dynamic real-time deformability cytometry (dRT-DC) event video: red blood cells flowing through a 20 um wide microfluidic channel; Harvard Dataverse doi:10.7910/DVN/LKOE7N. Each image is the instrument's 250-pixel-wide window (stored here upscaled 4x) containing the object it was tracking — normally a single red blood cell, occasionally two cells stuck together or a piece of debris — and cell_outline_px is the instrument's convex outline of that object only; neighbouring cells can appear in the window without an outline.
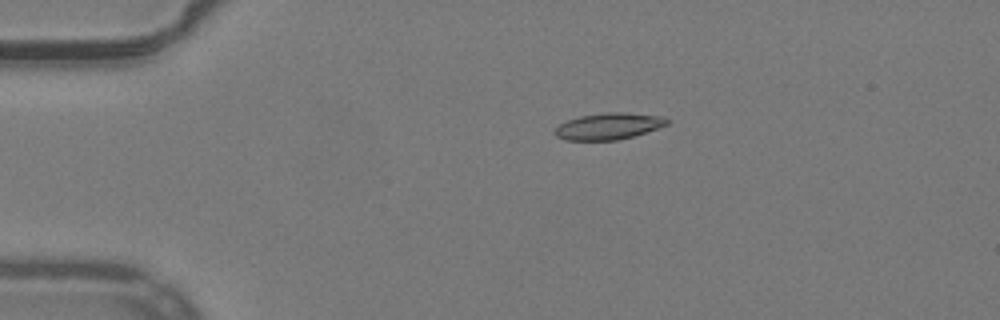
{"species": "common noctule bat (a hibernating species)", "species_latin": "Nyctalus noctula", "temperature_condition": "warm", "stored_images_in_passage": 34, "camera_frame_rate_fps": 3000, "um_per_image_px": 0.085, "animal": {"sex": "male", "body_mass_g": 19.2, "forearm_length_mm": 51.8}, "frame": {"image": 1, "passage_image": 1, "time_ms": 0.0, "image_size_px": [1000, 320], "cell_outline_px": [[668, 124], [632, 136], [616, 140], [564, 140], [556, 136], [552, 132], [560, 124], [568, 120], [580, 116], [604, 112], [624, 112], [664, 116], [668, 120]], "centroid_in_image_um": [51.7, 10.72], "position_along_channel_um": 33.3, "area_um2": 17.22}}
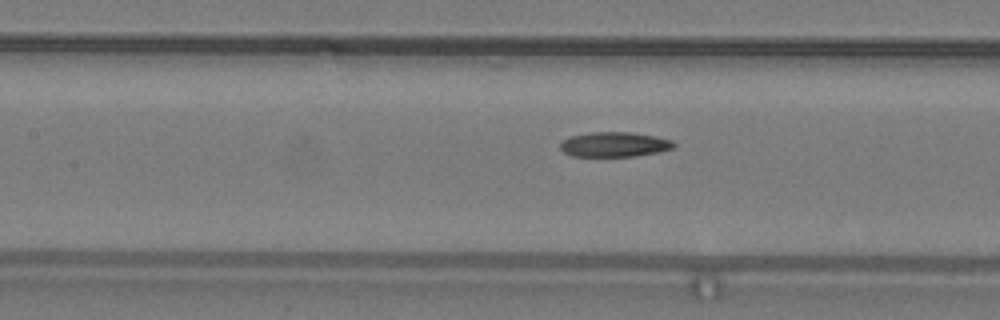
{"frame": {"image": 2, "passage_image": 14, "time_ms": 4.333, "image_size_px": [1000, 320], "cell_outline_px": [[676, 144], [672, 148], [660, 152], [636, 156], [572, 156], [564, 152], [560, 148], [560, 144], [564, 140], [572, 136], [588, 132], [632, 132], [656, 136], [672, 140]], "centroid_in_image_um": [52.25, 12.27], "position_along_channel_um": 155.1, "area_um2": 16.47}}
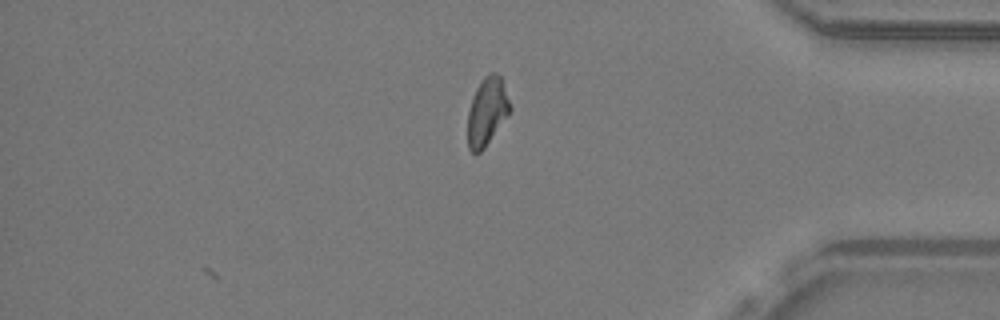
{"frame": {"image": 3, "passage_image": 34, "time_ms": 11.0, "image_size_px": [1000, 320], "cell_outline_px": [[512, 108], [484, 148], [480, 152], [472, 152], [468, 148], [468, 112], [472, 96], [476, 88], [484, 76], [492, 72], [496, 72], [500, 76]], "centroid_in_image_um": [41.38, 9.45], "position_along_channel_um": 393.8, "area_um2": 16.47}}